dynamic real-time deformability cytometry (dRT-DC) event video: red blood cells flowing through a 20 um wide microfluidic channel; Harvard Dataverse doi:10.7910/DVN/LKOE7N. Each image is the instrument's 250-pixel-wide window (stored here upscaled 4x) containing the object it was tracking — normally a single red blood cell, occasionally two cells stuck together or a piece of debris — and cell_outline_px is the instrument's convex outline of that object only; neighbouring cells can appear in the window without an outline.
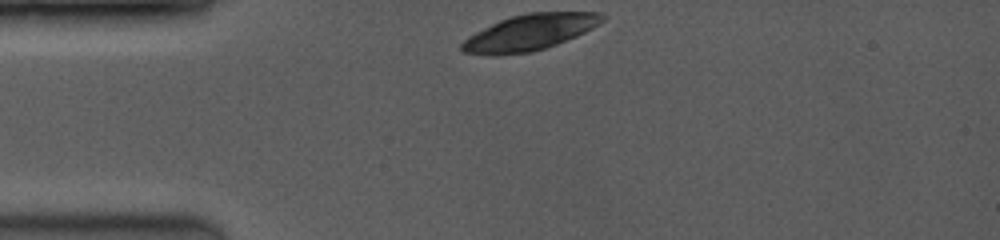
{"species": "common noctule bat (a hibernating species)", "species_latin": "Nyctalus noctula", "temperature_condition": "room temperature", "stored_images_in_passage": 5, "camera_frame_rate_fps": 3500, "um_per_image_px": 0.085, "animal": {"sex": "female", "body_mass_g": 19.0, "forearm_length_mm": 53.3}, "frame": {"image": 1, "passage_image": 1, "time_ms": 0.0, "image_size_px": [1000, 240], "cell_outline_px": [[604, 20], [592, 28], [576, 36], [556, 44], [532, 52], [500, 56], [496, 56], [464, 52], [460, 48], [460, 44], [468, 36], [500, 20], [512, 16], [528, 12], [600, 12], [604, 16]], "centroid_in_image_um": [45.0, 2.76], "position_along_channel_um": 40.0, "area_um2": 29.3}}